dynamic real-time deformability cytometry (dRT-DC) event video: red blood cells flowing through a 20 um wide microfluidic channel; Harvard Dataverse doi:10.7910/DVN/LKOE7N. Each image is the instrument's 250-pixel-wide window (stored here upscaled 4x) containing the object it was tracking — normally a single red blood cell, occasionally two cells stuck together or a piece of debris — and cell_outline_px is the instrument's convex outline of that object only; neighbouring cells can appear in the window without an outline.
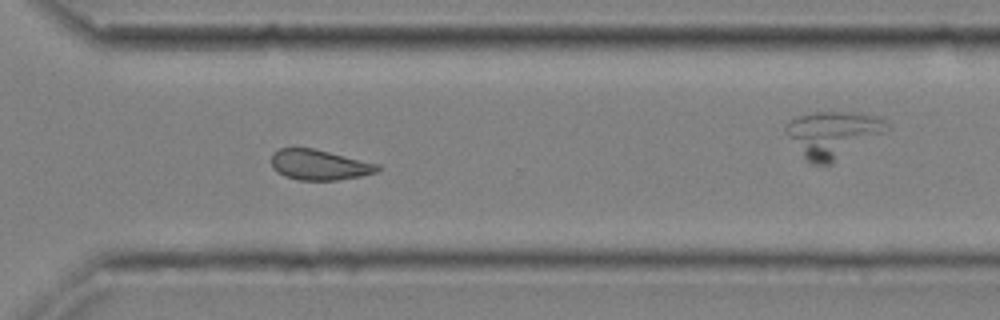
{"species": "common noctule bat (a hibernating species)", "species_latin": "Nyctalus noctula", "temperature_condition": "cold", "stored_images_in_passage": 27, "camera_frame_rate_fps": 3000, "um_per_image_px": 0.085, "animal": {"sex": "male", "body_mass_g": 20.4}, "frame": {"image": 1, "passage_image": 20, "time_ms": 6.333, "image_size_px": [1000, 320], "cell_outline_px": [[384, 168], [380, 172], [360, 176], [336, 180], [300, 180], [284, 176], [272, 168], [272, 152], [280, 148], [312, 148], [380, 164]], "centroid_in_image_um": [27.19, 14.01], "position_along_channel_um": 343.4, "area_um2": 18.9}}
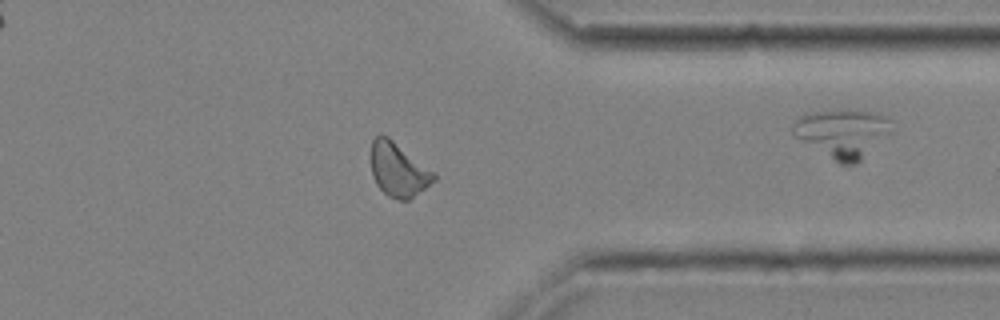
{"frame": {"image": 2, "passage_image": 23, "time_ms": 7.333, "image_size_px": [1000, 320], "cell_outline_px": [[436, 180], [408, 200], [400, 200], [388, 196], [376, 184], [372, 176], [372, 140], [376, 136], [388, 136], [436, 172]], "centroid_in_image_um": [33.89, 14.43], "position_along_channel_um": 377.5, "area_um2": 19.65}, "authors_computed_cell_mechanics": {"area_um2": 19.1896, "velocity_mm_per_s": 4.0588, "shape_relaxation_time_tau1_ms": null, "shape_relaxation_time_tau2_ms": 3.9302, "deformation_change_tau1": null, "deformation_change_tau2": 0.0843}}